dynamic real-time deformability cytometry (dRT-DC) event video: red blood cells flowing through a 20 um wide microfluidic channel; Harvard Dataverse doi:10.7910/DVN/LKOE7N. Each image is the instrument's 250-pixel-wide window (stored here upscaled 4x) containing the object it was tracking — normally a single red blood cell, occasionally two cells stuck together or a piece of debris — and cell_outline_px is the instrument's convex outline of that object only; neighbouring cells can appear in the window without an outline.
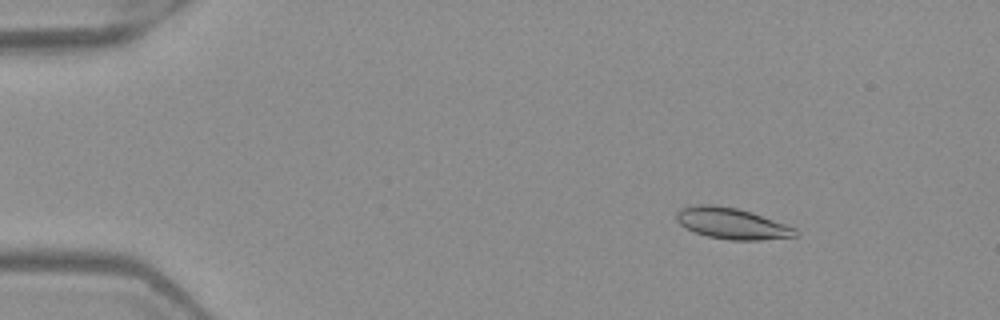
{"species": "Egyptian fruit bat (a non-hibernating species)", "species_latin": "Rousettus aegyptiacus", "temperature_condition": "warm", "stored_images_in_passage": 52, "camera_frame_rate_fps": 3000, "um_per_image_px": 0.085, "frame": {"image": 1, "passage_image": 8, "time_ms": 2.333, "image_size_px": [1000, 320], "cell_outline_px": [[796, 236], [760, 240], [728, 240], [708, 236], [696, 232], [680, 224], [676, 220], [676, 212], [680, 208], [696, 204], [712, 204], [736, 208], [752, 212], [796, 228]], "centroid_in_image_um": [62.18, 18.98], "position_along_channel_um": 22.8, "area_um2": 21.44}}
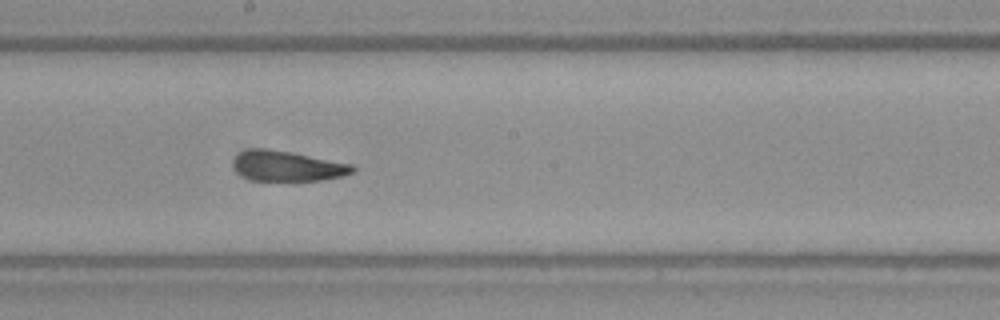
{"frame": {"image": 2, "passage_image": 30, "time_ms": 9.667, "image_size_px": [1000, 320], "cell_outline_px": [[356, 168], [352, 172], [340, 176], [320, 180], [288, 184], [252, 180], [236, 172], [232, 164], [236, 156], [240, 152], [252, 148], [264, 148], [292, 152], [352, 164]], "centroid_in_image_um": [24.39, 14.16], "position_along_channel_um": 223.8, "area_um2": 21.79}}
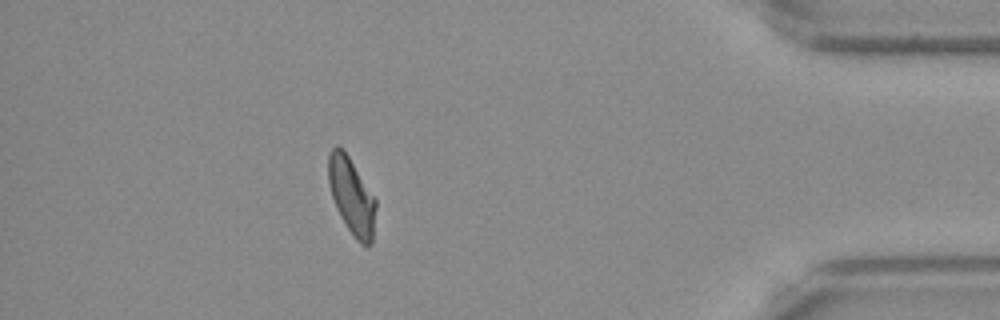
{"frame": {"image": 3, "passage_image": 47, "time_ms": 15.333, "image_size_px": [1000, 320], "cell_outline_px": [[376, 208], [372, 244], [368, 248], [364, 248], [356, 240], [340, 216], [336, 208], [328, 184], [328, 152], [336, 144], [344, 148], [376, 200]], "centroid_in_image_um": [29.88, 16.67], "position_along_channel_um": 405.3, "area_um2": 21.5}, "authors_computed_cell_mechanics": {"area_um2": 21.386, "velocity_mm_per_s": 3.9838, "shape_relaxation_time_tau1_ms": null, "shape_relaxation_time_tau2_ms": 3.273, "deformation_change_tau1": null, "deformation_change_tau2": 0.0912}}